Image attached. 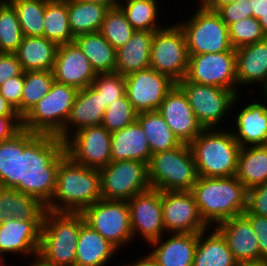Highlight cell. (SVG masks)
<instances>
[{
  "instance_id": "obj_9",
  "label": "cell",
  "mask_w": 267,
  "mask_h": 266,
  "mask_svg": "<svg viewBox=\"0 0 267 266\" xmlns=\"http://www.w3.org/2000/svg\"><path fill=\"white\" fill-rule=\"evenodd\" d=\"M177 85L186 94L190 107L204 129L222 128L219 125L228 118V112L242 100L241 95L233 90L189 82L186 78Z\"/></svg>"
},
{
  "instance_id": "obj_55",
  "label": "cell",
  "mask_w": 267,
  "mask_h": 266,
  "mask_svg": "<svg viewBox=\"0 0 267 266\" xmlns=\"http://www.w3.org/2000/svg\"><path fill=\"white\" fill-rule=\"evenodd\" d=\"M79 1L103 4L108 8H113V7H118L120 5L121 0H79Z\"/></svg>"
},
{
  "instance_id": "obj_44",
  "label": "cell",
  "mask_w": 267,
  "mask_h": 266,
  "mask_svg": "<svg viewBox=\"0 0 267 266\" xmlns=\"http://www.w3.org/2000/svg\"><path fill=\"white\" fill-rule=\"evenodd\" d=\"M91 86L103 99L104 106H109L126 95L125 76L116 72L97 74Z\"/></svg>"
},
{
  "instance_id": "obj_5",
  "label": "cell",
  "mask_w": 267,
  "mask_h": 266,
  "mask_svg": "<svg viewBox=\"0 0 267 266\" xmlns=\"http://www.w3.org/2000/svg\"><path fill=\"white\" fill-rule=\"evenodd\" d=\"M228 129V130H227ZM204 129L189 145L198 176L231 177L236 175L241 146L229 129Z\"/></svg>"
},
{
  "instance_id": "obj_39",
  "label": "cell",
  "mask_w": 267,
  "mask_h": 266,
  "mask_svg": "<svg viewBox=\"0 0 267 266\" xmlns=\"http://www.w3.org/2000/svg\"><path fill=\"white\" fill-rule=\"evenodd\" d=\"M55 79L52 71H24L21 119L50 91Z\"/></svg>"
},
{
  "instance_id": "obj_11",
  "label": "cell",
  "mask_w": 267,
  "mask_h": 266,
  "mask_svg": "<svg viewBox=\"0 0 267 266\" xmlns=\"http://www.w3.org/2000/svg\"><path fill=\"white\" fill-rule=\"evenodd\" d=\"M81 214L86 224L101 234L119 251L124 250V247L134 242L127 201L101 199L86 207Z\"/></svg>"
},
{
  "instance_id": "obj_59",
  "label": "cell",
  "mask_w": 267,
  "mask_h": 266,
  "mask_svg": "<svg viewBox=\"0 0 267 266\" xmlns=\"http://www.w3.org/2000/svg\"><path fill=\"white\" fill-rule=\"evenodd\" d=\"M261 89V92H262V89H263V92H264V97L263 96H261L262 98H265L264 100L266 101V103H267V82H266V84L262 87V88H260Z\"/></svg>"
},
{
  "instance_id": "obj_10",
  "label": "cell",
  "mask_w": 267,
  "mask_h": 266,
  "mask_svg": "<svg viewBox=\"0 0 267 266\" xmlns=\"http://www.w3.org/2000/svg\"><path fill=\"white\" fill-rule=\"evenodd\" d=\"M171 24L154 32L149 67L178 83L186 77L189 54L182 28Z\"/></svg>"
},
{
  "instance_id": "obj_36",
  "label": "cell",
  "mask_w": 267,
  "mask_h": 266,
  "mask_svg": "<svg viewBox=\"0 0 267 266\" xmlns=\"http://www.w3.org/2000/svg\"><path fill=\"white\" fill-rule=\"evenodd\" d=\"M44 37L58 45L74 42L69 25L68 0H46Z\"/></svg>"
},
{
  "instance_id": "obj_58",
  "label": "cell",
  "mask_w": 267,
  "mask_h": 266,
  "mask_svg": "<svg viewBox=\"0 0 267 266\" xmlns=\"http://www.w3.org/2000/svg\"><path fill=\"white\" fill-rule=\"evenodd\" d=\"M7 259H5V255L0 251V266H7L9 264Z\"/></svg>"
},
{
  "instance_id": "obj_41",
  "label": "cell",
  "mask_w": 267,
  "mask_h": 266,
  "mask_svg": "<svg viewBox=\"0 0 267 266\" xmlns=\"http://www.w3.org/2000/svg\"><path fill=\"white\" fill-rule=\"evenodd\" d=\"M23 37L17 13L6 0L0 6V53H14Z\"/></svg>"
},
{
  "instance_id": "obj_52",
  "label": "cell",
  "mask_w": 267,
  "mask_h": 266,
  "mask_svg": "<svg viewBox=\"0 0 267 266\" xmlns=\"http://www.w3.org/2000/svg\"><path fill=\"white\" fill-rule=\"evenodd\" d=\"M19 116L17 111L0 94V117Z\"/></svg>"
},
{
  "instance_id": "obj_30",
  "label": "cell",
  "mask_w": 267,
  "mask_h": 266,
  "mask_svg": "<svg viewBox=\"0 0 267 266\" xmlns=\"http://www.w3.org/2000/svg\"><path fill=\"white\" fill-rule=\"evenodd\" d=\"M58 44L46 37L24 36L14 54L23 71H52Z\"/></svg>"
},
{
  "instance_id": "obj_4",
  "label": "cell",
  "mask_w": 267,
  "mask_h": 266,
  "mask_svg": "<svg viewBox=\"0 0 267 266\" xmlns=\"http://www.w3.org/2000/svg\"><path fill=\"white\" fill-rule=\"evenodd\" d=\"M190 191L201 218L209 227L239 216L247 209L248 189L236 176H199Z\"/></svg>"
},
{
  "instance_id": "obj_7",
  "label": "cell",
  "mask_w": 267,
  "mask_h": 266,
  "mask_svg": "<svg viewBox=\"0 0 267 266\" xmlns=\"http://www.w3.org/2000/svg\"><path fill=\"white\" fill-rule=\"evenodd\" d=\"M147 168L150 187L159 191L191 190L199 177L191 147L183 143L152 154Z\"/></svg>"
},
{
  "instance_id": "obj_24",
  "label": "cell",
  "mask_w": 267,
  "mask_h": 266,
  "mask_svg": "<svg viewBox=\"0 0 267 266\" xmlns=\"http://www.w3.org/2000/svg\"><path fill=\"white\" fill-rule=\"evenodd\" d=\"M197 241L198 233H166L150 242L148 250L160 266H193Z\"/></svg>"
},
{
  "instance_id": "obj_54",
  "label": "cell",
  "mask_w": 267,
  "mask_h": 266,
  "mask_svg": "<svg viewBox=\"0 0 267 266\" xmlns=\"http://www.w3.org/2000/svg\"><path fill=\"white\" fill-rule=\"evenodd\" d=\"M31 261L32 262L29 263L30 265L28 266H53L51 263L46 261L39 253L34 255Z\"/></svg>"
},
{
  "instance_id": "obj_34",
  "label": "cell",
  "mask_w": 267,
  "mask_h": 266,
  "mask_svg": "<svg viewBox=\"0 0 267 266\" xmlns=\"http://www.w3.org/2000/svg\"><path fill=\"white\" fill-rule=\"evenodd\" d=\"M108 9L103 4L68 0L69 25L73 36L99 32Z\"/></svg>"
},
{
  "instance_id": "obj_2",
  "label": "cell",
  "mask_w": 267,
  "mask_h": 266,
  "mask_svg": "<svg viewBox=\"0 0 267 266\" xmlns=\"http://www.w3.org/2000/svg\"><path fill=\"white\" fill-rule=\"evenodd\" d=\"M45 188L33 165H4L0 169V224L7 219L43 220Z\"/></svg>"
},
{
  "instance_id": "obj_14",
  "label": "cell",
  "mask_w": 267,
  "mask_h": 266,
  "mask_svg": "<svg viewBox=\"0 0 267 266\" xmlns=\"http://www.w3.org/2000/svg\"><path fill=\"white\" fill-rule=\"evenodd\" d=\"M189 82L233 90L238 94L236 51L189 55Z\"/></svg>"
},
{
  "instance_id": "obj_27",
  "label": "cell",
  "mask_w": 267,
  "mask_h": 266,
  "mask_svg": "<svg viewBox=\"0 0 267 266\" xmlns=\"http://www.w3.org/2000/svg\"><path fill=\"white\" fill-rule=\"evenodd\" d=\"M111 143L112 161L136 160L148 165L151 159L152 152L146 134L137 120L112 132Z\"/></svg>"
},
{
  "instance_id": "obj_1",
  "label": "cell",
  "mask_w": 267,
  "mask_h": 266,
  "mask_svg": "<svg viewBox=\"0 0 267 266\" xmlns=\"http://www.w3.org/2000/svg\"><path fill=\"white\" fill-rule=\"evenodd\" d=\"M32 165L43 182L48 211L81 213L102 199L99 169L74 162L59 147H35Z\"/></svg>"
},
{
  "instance_id": "obj_57",
  "label": "cell",
  "mask_w": 267,
  "mask_h": 266,
  "mask_svg": "<svg viewBox=\"0 0 267 266\" xmlns=\"http://www.w3.org/2000/svg\"><path fill=\"white\" fill-rule=\"evenodd\" d=\"M236 266H267V262L259 261V262L237 263Z\"/></svg>"
},
{
  "instance_id": "obj_6",
  "label": "cell",
  "mask_w": 267,
  "mask_h": 266,
  "mask_svg": "<svg viewBox=\"0 0 267 266\" xmlns=\"http://www.w3.org/2000/svg\"><path fill=\"white\" fill-rule=\"evenodd\" d=\"M84 222L81 213L46 210L38 253L53 266H75L77 242Z\"/></svg>"
},
{
  "instance_id": "obj_37",
  "label": "cell",
  "mask_w": 267,
  "mask_h": 266,
  "mask_svg": "<svg viewBox=\"0 0 267 266\" xmlns=\"http://www.w3.org/2000/svg\"><path fill=\"white\" fill-rule=\"evenodd\" d=\"M158 3V0H121L119 6L136 31H156L164 27L158 19L161 16Z\"/></svg>"
},
{
  "instance_id": "obj_17",
  "label": "cell",
  "mask_w": 267,
  "mask_h": 266,
  "mask_svg": "<svg viewBox=\"0 0 267 266\" xmlns=\"http://www.w3.org/2000/svg\"><path fill=\"white\" fill-rule=\"evenodd\" d=\"M127 202L134 240L140 235L139 238L149 244L166 233L162 220V191L150 188Z\"/></svg>"
},
{
  "instance_id": "obj_31",
  "label": "cell",
  "mask_w": 267,
  "mask_h": 266,
  "mask_svg": "<svg viewBox=\"0 0 267 266\" xmlns=\"http://www.w3.org/2000/svg\"><path fill=\"white\" fill-rule=\"evenodd\" d=\"M236 264L226 239L215 227H209L198 233L193 266H236Z\"/></svg>"
},
{
  "instance_id": "obj_38",
  "label": "cell",
  "mask_w": 267,
  "mask_h": 266,
  "mask_svg": "<svg viewBox=\"0 0 267 266\" xmlns=\"http://www.w3.org/2000/svg\"><path fill=\"white\" fill-rule=\"evenodd\" d=\"M15 9L24 36H44L46 0H7Z\"/></svg>"
},
{
  "instance_id": "obj_51",
  "label": "cell",
  "mask_w": 267,
  "mask_h": 266,
  "mask_svg": "<svg viewBox=\"0 0 267 266\" xmlns=\"http://www.w3.org/2000/svg\"><path fill=\"white\" fill-rule=\"evenodd\" d=\"M252 12L255 19L267 13V0H252Z\"/></svg>"
},
{
  "instance_id": "obj_47",
  "label": "cell",
  "mask_w": 267,
  "mask_h": 266,
  "mask_svg": "<svg viewBox=\"0 0 267 266\" xmlns=\"http://www.w3.org/2000/svg\"><path fill=\"white\" fill-rule=\"evenodd\" d=\"M243 215L250 221L260 248L261 261L267 262V217L250 213L247 209Z\"/></svg>"
},
{
  "instance_id": "obj_35",
  "label": "cell",
  "mask_w": 267,
  "mask_h": 266,
  "mask_svg": "<svg viewBox=\"0 0 267 266\" xmlns=\"http://www.w3.org/2000/svg\"><path fill=\"white\" fill-rule=\"evenodd\" d=\"M136 120L146 134L152 154L168 151L182 144L158 111L137 113Z\"/></svg>"
},
{
  "instance_id": "obj_48",
  "label": "cell",
  "mask_w": 267,
  "mask_h": 266,
  "mask_svg": "<svg viewBox=\"0 0 267 266\" xmlns=\"http://www.w3.org/2000/svg\"><path fill=\"white\" fill-rule=\"evenodd\" d=\"M247 210L250 213L267 217V183L248 190Z\"/></svg>"
},
{
  "instance_id": "obj_40",
  "label": "cell",
  "mask_w": 267,
  "mask_h": 266,
  "mask_svg": "<svg viewBox=\"0 0 267 266\" xmlns=\"http://www.w3.org/2000/svg\"><path fill=\"white\" fill-rule=\"evenodd\" d=\"M135 31L118 6L107 10L99 32L117 50L129 41Z\"/></svg>"
},
{
  "instance_id": "obj_25",
  "label": "cell",
  "mask_w": 267,
  "mask_h": 266,
  "mask_svg": "<svg viewBox=\"0 0 267 266\" xmlns=\"http://www.w3.org/2000/svg\"><path fill=\"white\" fill-rule=\"evenodd\" d=\"M33 145L25 138L20 116L0 117V163L32 165Z\"/></svg>"
},
{
  "instance_id": "obj_49",
  "label": "cell",
  "mask_w": 267,
  "mask_h": 266,
  "mask_svg": "<svg viewBox=\"0 0 267 266\" xmlns=\"http://www.w3.org/2000/svg\"><path fill=\"white\" fill-rule=\"evenodd\" d=\"M23 72L14 53H0V86L10 78L20 76Z\"/></svg>"
},
{
  "instance_id": "obj_53",
  "label": "cell",
  "mask_w": 267,
  "mask_h": 266,
  "mask_svg": "<svg viewBox=\"0 0 267 266\" xmlns=\"http://www.w3.org/2000/svg\"><path fill=\"white\" fill-rule=\"evenodd\" d=\"M238 0H202L201 2L210 10L217 11L221 6H225Z\"/></svg>"
},
{
  "instance_id": "obj_50",
  "label": "cell",
  "mask_w": 267,
  "mask_h": 266,
  "mask_svg": "<svg viewBox=\"0 0 267 266\" xmlns=\"http://www.w3.org/2000/svg\"><path fill=\"white\" fill-rule=\"evenodd\" d=\"M125 266H160L157 261L152 257L150 253H146L142 257H137L134 262L131 263L127 262L124 263Z\"/></svg>"
},
{
  "instance_id": "obj_32",
  "label": "cell",
  "mask_w": 267,
  "mask_h": 266,
  "mask_svg": "<svg viewBox=\"0 0 267 266\" xmlns=\"http://www.w3.org/2000/svg\"><path fill=\"white\" fill-rule=\"evenodd\" d=\"M74 42L88 58L96 74L115 73L116 49L100 32L76 36Z\"/></svg>"
},
{
  "instance_id": "obj_21",
  "label": "cell",
  "mask_w": 267,
  "mask_h": 266,
  "mask_svg": "<svg viewBox=\"0 0 267 266\" xmlns=\"http://www.w3.org/2000/svg\"><path fill=\"white\" fill-rule=\"evenodd\" d=\"M106 108L103 99L91 85L79 90L62 133L50 146L60 147L80 129L101 125Z\"/></svg>"
},
{
  "instance_id": "obj_18",
  "label": "cell",
  "mask_w": 267,
  "mask_h": 266,
  "mask_svg": "<svg viewBox=\"0 0 267 266\" xmlns=\"http://www.w3.org/2000/svg\"><path fill=\"white\" fill-rule=\"evenodd\" d=\"M158 112L183 144H190L204 128L197 120L188 98L176 84L161 102Z\"/></svg>"
},
{
  "instance_id": "obj_29",
  "label": "cell",
  "mask_w": 267,
  "mask_h": 266,
  "mask_svg": "<svg viewBox=\"0 0 267 266\" xmlns=\"http://www.w3.org/2000/svg\"><path fill=\"white\" fill-rule=\"evenodd\" d=\"M154 32L135 31L129 41L116 50V73L126 76L149 68L151 42Z\"/></svg>"
},
{
  "instance_id": "obj_8",
  "label": "cell",
  "mask_w": 267,
  "mask_h": 266,
  "mask_svg": "<svg viewBox=\"0 0 267 266\" xmlns=\"http://www.w3.org/2000/svg\"><path fill=\"white\" fill-rule=\"evenodd\" d=\"M186 21L177 22L182 28L189 55L235 51L229 41L228 26L221 16L202 2Z\"/></svg>"
},
{
  "instance_id": "obj_46",
  "label": "cell",
  "mask_w": 267,
  "mask_h": 266,
  "mask_svg": "<svg viewBox=\"0 0 267 266\" xmlns=\"http://www.w3.org/2000/svg\"><path fill=\"white\" fill-rule=\"evenodd\" d=\"M24 86V72L7 80L0 86L2 97L17 111L21 117V97Z\"/></svg>"
},
{
  "instance_id": "obj_43",
  "label": "cell",
  "mask_w": 267,
  "mask_h": 266,
  "mask_svg": "<svg viewBox=\"0 0 267 266\" xmlns=\"http://www.w3.org/2000/svg\"><path fill=\"white\" fill-rule=\"evenodd\" d=\"M229 41L233 49L265 39L261 24L254 17L244 18L228 26Z\"/></svg>"
},
{
  "instance_id": "obj_45",
  "label": "cell",
  "mask_w": 267,
  "mask_h": 266,
  "mask_svg": "<svg viewBox=\"0 0 267 266\" xmlns=\"http://www.w3.org/2000/svg\"><path fill=\"white\" fill-rule=\"evenodd\" d=\"M252 0H238L231 4L221 6L216 12L222 21L229 26L241 19L253 17Z\"/></svg>"
},
{
  "instance_id": "obj_19",
  "label": "cell",
  "mask_w": 267,
  "mask_h": 266,
  "mask_svg": "<svg viewBox=\"0 0 267 266\" xmlns=\"http://www.w3.org/2000/svg\"><path fill=\"white\" fill-rule=\"evenodd\" d=\"M43 220L11 218L0 224V251L6 254L33 257L41 244ZM22 254V255H21Z\"/></svg>"
},
{
  "instance_id": "obj_16",
  "label": "cell",
  "mask_w": 267,
  "mask_h": 266,
  "mask_svg": "<svg viewBox=\"0 0 267 266\" xmlns=\"http://www.w3.org/2000/svg\"><path fill=\"white\" fill-rule=\"evenodd\" d=\"M162 220L166 233H200L209 229L190 190L162 191Z\"/></svg>"
},
{
  "instance_id": "obj_33",
  "label": "cell",
  "mask_w": 267,
  "mask_h": 266,
  "mask_svg": "<svg viewBox=\"0 0 267 266\" xmlns=\"http://www.w3.org/2000/svg\"><path fill=\"white\" fill-rule=\"evenodd\" d=\"M235 176L248 190L267 183V145L242 147Z\"/></svg>"
},
{
  "instance_id": "obj_22",
  "label": "cell",
  "mask_w": 267,
  "mask_h": 266,
  "mask_svg": "<svg viewBox=\"0 0 267 266\" xmlns=\"http://www.w3.org/2000/svg\"><path fill=\"white\" fill-rule=\"evenodd\" d=\"M214 227L226 239L237 263L261 261L255 232L250 221L243 214L224 220Z\"/></svg>"
},
{
  "instance_id": "obj_60",
  "label": "cell",
  "mask_w": 267,
  "mask_h": 266,
  "mask_svg": "<svg viewBox=\"0 0 267 266\" xmlns=\"http://www.w3.org/2000/svg\"><path fill=\"white\" fill-rule=\"evenodd\" d=\"M6 0H0V6L5 2Z\"/></svg>"
},
{
  "instance_id": "obj_13",
  "label": "cell",
  "mask_w": 267,
  "mask_h": 266,
  "mask_svg": "<svg viewBox=\"0 0 267 266\" xmlns=\"http://www.w3.org/2000/svg\"><path fill=\"white\" fill-rule=\"evenodd\" d=\"M111 132L102 125L80 129L59 148L74 162L100 169L112 161Z\"/></svg>"
},
{
  "instance_id": "obj_42",
  "label": "cell",
  "mask_w": 267,
  "mask_h": 266,
  "mask_svg": "<svg viewBox=\"0 0 267 266\" xmlns=\"http://www.w3.org/2000/svg\"><path fill=\"white\" fill-rule=\"evenodd\" d=\"M136 117L137 112L125 95L107 106L101 125L112 133L130 125L136 120Z\"/></svg>"
},
{
  "instance_id": "obj_20",
  "label": "cell",
  "mask_w": 267,
  "mask_h": 266,
  "mask_svg": "<svg viewBox=\"0 0 267 266\" xmlns=\"http://www.w3.org/2000/svg\"><path fill=\"white\" fill-rule=\"evenodd\" d=\"M52 72L56 82L78 90L90 86L97 75L75 42L58 46Z\"/></svg>"
},
{
  "instance_id": "obj_26",
  "label": "cell",
  "mask_w": 267,
  "mask_h": 266,
  "mask_svg": "<svg viewBox=\"0 0 267 266\" xmlns=\"http://www.w3.org/2000/svg\"><path fill=\"white\" fill-rule=\"evenodd\" d=\"M235 51L238 95L242 91L241 86H255L259 83L263 87L267 82V39L239 47Z\"/></svg>"
},
{
  "instance_id": "obj_56",
  "label": "cell",
  "mask_w": 267,
  "mask_h": 266,
  "mask_svg": "<svg viewBox=\"0 0 267 266\" xmlns=\"http://www.w3.org/2000/svg\"><path fill=\"white\" fill-rule=\"evenodd\" d=\"M258 22L261 24L262 31L264 33L265 38L267 39V13L265 15H262Z\"/></svg>"
},
{
  "instance_id": "obj_28",
  "label": "cell",
  "mask_w": 267,
  "mask_h": 266,
  "mask_svg": "<svg viewBox=\"0 0 267 266\" xmlns=\"http://www.w3.org/2000/svg\"><path fill=\"white\" fill-rule=\"evenodd\" d=\"M119 250L85 222L81 225L75 266H106Z\"/></svg>"
},
{
  "instance_id": "obj_15",
  "label": "cell",
  "mask_w": 267,
  "mask_h": 266,
  "mask_svg": "<svg viewBox=\"0 0 267 266\" xmlns=\"http://www.w3.org/2000/svg\"><path fill=\"white\" fill-rule=\"evenodd\" d=\"M125 84L128 100L140 113L158 111L165 96L177 83L149 67L126 75Z\"/></svg>"
},
{
  "instance_id": "obj_12",
  "label": "cell",
  "mask_w": 267,
  "mask_h": 266,
  "mask_svg": "<svg viewBox=\"0 0 267 266\" xmlns=\"http://www.w3.org/2000/svg\"><path fill=\"white\" fill-rule=\"evenodd\" d=\"M99 171L102 199L129 201L151 188L147 164L142 161H111Z\"/></svg>"
},
{
  "instance_id": "obj_23",
  "label": "cell",
  "mask_w": 267,
  "mask_h": 266,
  "mask_svg": "<svg viewBox=\"0 0 267 266\" xmlns=\"http://www.w3.org/2000/svg\"><path fill=\"white\" fill-rule=\"evenodd\" d=\"M261 102L254 99L242 108L240 105V111L234 114L236 119L233 118L232 125L235 126H232L231 130L241 148L267 145V103L265 100L264 103Z\"/></svg>"
},
{
  "instance_id": "obj_3",
  "label": "cell",
  "mask_w": 267,
  "mask_h": 266,
  "mask_svg": "<svg viewBox=\"0 0 267 266\" xmlns=\"http://www.w3.org/2000/svg\"><path fill=\"white\" fill-rule=\"evenodd\" d=\"M78 91L54 81L47 95L22 118L23 134L34 148L50 145L62 133Z\"/></svg>"
}]
</instances>
